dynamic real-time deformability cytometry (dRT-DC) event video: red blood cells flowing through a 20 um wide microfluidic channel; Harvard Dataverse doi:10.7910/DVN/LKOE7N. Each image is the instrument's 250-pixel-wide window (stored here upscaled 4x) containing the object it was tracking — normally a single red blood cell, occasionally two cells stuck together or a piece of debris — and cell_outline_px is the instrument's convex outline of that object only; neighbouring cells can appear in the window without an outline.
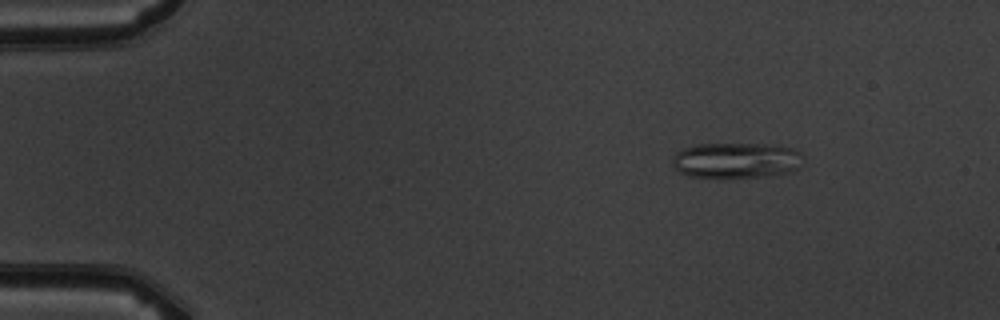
{"species": "common noctule bat (a hibernating species)", "species_latin": "Nyctalus noctula", "temperature_condition": "warm", "stored_images_in_passage": 4, "camera_frame_rate_fps": 3000, "um_per_image_px": 0.085, "animal": {"sex": "male", "body_mass_g": 19.5, "forearm_length_mm": 54.6}, "frame": {"image": 1, "passage_image": 2, "time_ms": 1.333, "image_size_px": [1000, 320], "cell_outline_px": [[800, 152], [796, 168], [788, 172], [768, 176], [724, 180], [688, 176], [680, 172], [672, 164], [672, 156], [676, 152], [684, 148], [700, 144], [764, 144], [792, 148]], "centroid_in_image_um": [62.47, 13.67], "position_along_channel_um": 22.5, "area_um2": 27.46}}
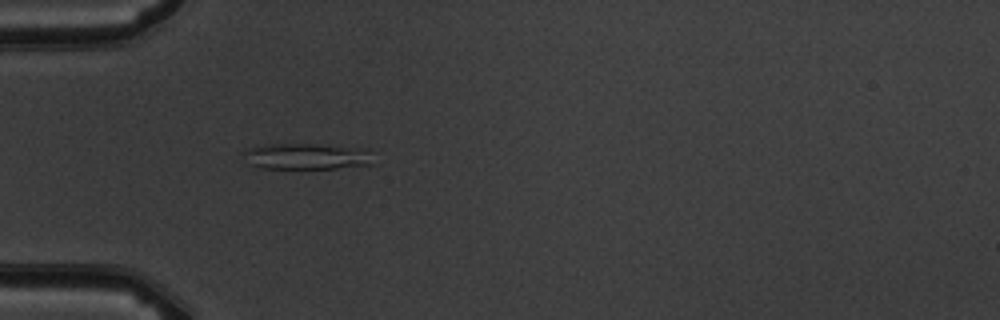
{"frame": {"image": 2, "passage_image": 4, "time_ms": 4.333, "image_size_px": [1000, 320], "cell_outline_px": [[376, 164], [336, 168], [264, 168], [248, 164], [244, 152], [248, 148], [268, 144], [316, 144], [368, 148]], "centroid_in_image_um": [26.15, 13.28], "position_along_channel_um": 58.8, "area_um2": 19.88}}